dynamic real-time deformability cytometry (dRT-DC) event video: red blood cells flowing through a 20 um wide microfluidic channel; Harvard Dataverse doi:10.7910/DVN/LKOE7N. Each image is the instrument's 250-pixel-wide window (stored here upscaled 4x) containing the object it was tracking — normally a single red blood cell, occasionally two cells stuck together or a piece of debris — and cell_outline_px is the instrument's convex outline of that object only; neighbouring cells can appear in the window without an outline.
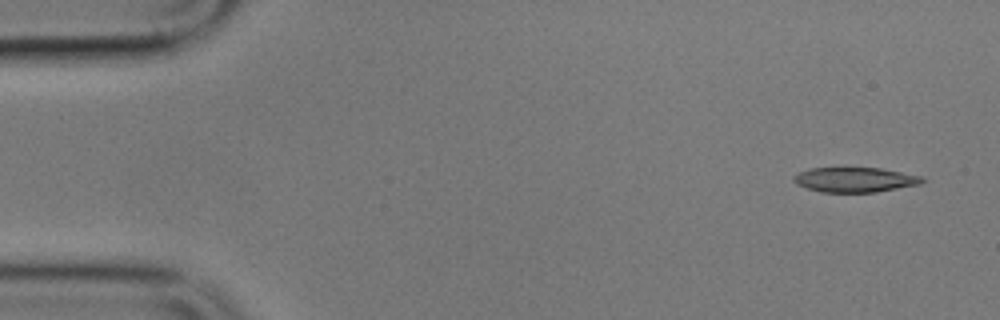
{"species": "common noctule bat (a hibernating species)", "species_latin": "Nyctalus noctula", "temperature_condition": "cold", "stored_images_in_passage": 4, "camera_frame_rate_fps": 3000, "um_per_image_px": 0.085, "animal": {"sex": "male", "body_mass_g": 17.9}, "frame": {"image": 1, "passage_image": 1, "time_ms": 0.0, "image_size_px": [1000, 320], "cell_outline_px": [[928, 180], [920, 184], [876, 192], [820, 192], [796, 184], [792, 180], [792, 176], [808, 168], [880, 168], [924, 176]], "centroid_in_image_um": [72.69, 15.27], "position_along_channel_um": 12.3, "area_um2": 18.73}}
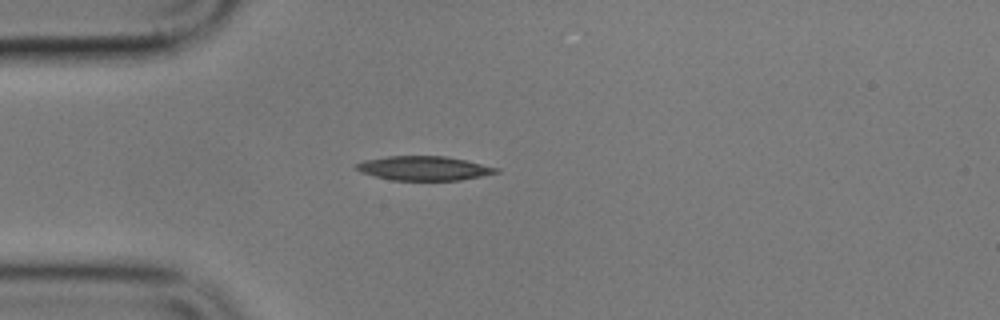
{"frame": {"image": 2, "passage_image": 4, "time_ms": 4.0, "image_size_px": [1000, 320], "cell_outline_px": [[500, 172], [460, 180], [392, 180], [360, 172], [352, 164], [364, 160], [388, 156], [444, 156], [464, 160], [500, 168]], "centroid_in_image_um": [36.0, 14.3], "position_along_channel_um": 49.0, "area_um2": 19.65}}